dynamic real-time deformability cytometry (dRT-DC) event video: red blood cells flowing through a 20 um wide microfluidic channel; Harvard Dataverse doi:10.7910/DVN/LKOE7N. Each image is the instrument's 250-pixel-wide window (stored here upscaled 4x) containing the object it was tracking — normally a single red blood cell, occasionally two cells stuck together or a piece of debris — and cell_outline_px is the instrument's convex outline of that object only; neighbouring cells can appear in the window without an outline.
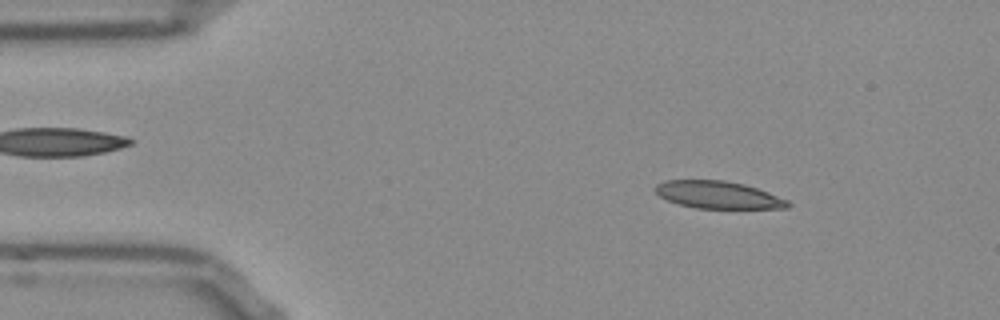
{"species": "Egyptian fruit bat (a non-hibernating species)", "species_latin": "Rousettus aegyptiacus", "temperature_condition": "room temperature", "stored_images_in_passage": 13, "camera_frame_rate_fps": 3000, "um_per_image_px": 0.085, "frame": {"image": 1, "passage_image": 6, "time_ms": 1.667, "image_size_px": [1000, 320], "cell_outline_px": [[792, 204], [788, 208], [696, 208], [680, 204], [668, 200], [660, 196], [656, 192], [656, 184], [664, 180], [724, 180], [744, 184], [768, 192], [788, 200]], "centroid_in_image_um": [61.06, 16.56], "position_along_channel_um": 23.9, "area_um2": 20.98}}